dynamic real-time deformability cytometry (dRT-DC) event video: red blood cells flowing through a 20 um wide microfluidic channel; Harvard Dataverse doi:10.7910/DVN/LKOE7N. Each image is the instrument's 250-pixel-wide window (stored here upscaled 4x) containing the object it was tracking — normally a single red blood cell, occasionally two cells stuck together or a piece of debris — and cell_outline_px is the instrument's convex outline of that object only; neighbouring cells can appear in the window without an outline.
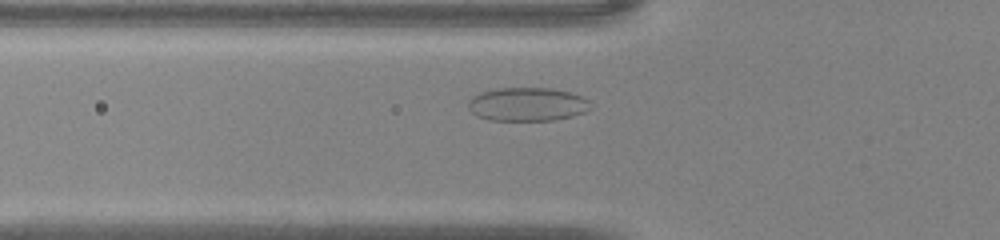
{"species": "common noctule bat (a hibernating species)", "species_latin": "Nyctalus noctula", "temperature_condition": "warm", "stored_images_in_passage": 38, "camera_frame_rate_fps": 3000, "um_per_image_px": 0.085, "animal": {"sex": "male", "body_mass_g": 20.0, "forearm_length_mm": 53.3}, "frame": {"image": 1, "passage_image": 9, "time_ms": 2.667, "image_size_px": [1000, 240], "cell_outline_px": [[592, 108], [584, 112], [572, 116], [556, 120], [488, 120], [476, 116], [468, 108], [468, 100], [472, 96], [480, 92], [496, 88], [552, 88], [568, 92], [580, 96], [588, 100]], "centroid_in_image_um": [44.78, 8.86], "position_along_channel_um": 81.0, "area_um2": 24.04}}
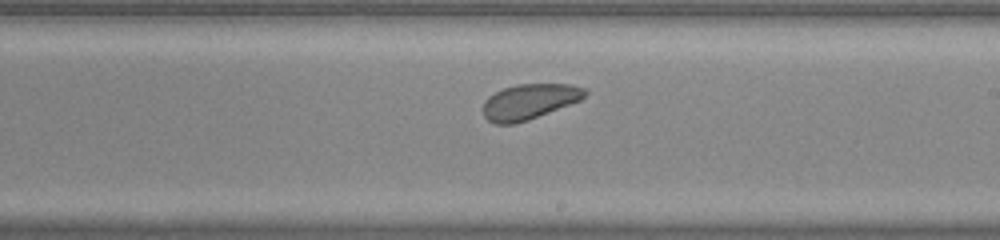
{"frame": {"image": 2, "passage_image": 20, "time_ms": 6.333, "image_size_px": [1000, 240], "cell_outline_px": [[588, 92], [580, 100], [528, 120], [512, 124], [496, 124], [488, 120], [484, 116], [484, 100], [488, 96], [504, 88], [516, 84], [572, 84], [588, 88]], "centroid_in_image_um": [45.01, 8.62], "position_along_channel_um": 244.0, "area_um2": 20.92}}
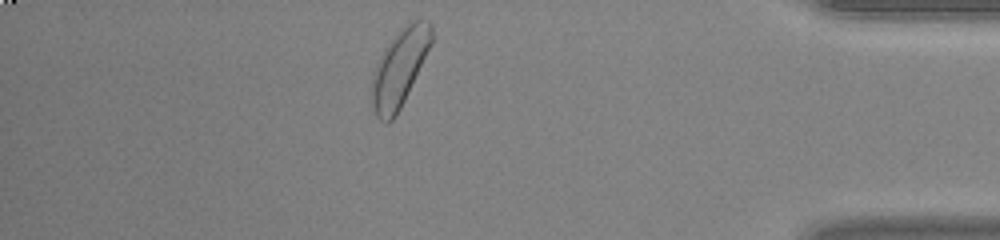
{"frame": {"image": 3, "passage_image": 33, "time_ms": 10.667, "image_size_px": [1000, 240], "cell_outline_px": [[432, 44], [396, 116], [392, 120], [380, 120], [372, 112], [372, 72], [384, 48], [400, 28], [412, 20], [420, 16], [428, 20], [432, 24]], "centroid_in_image_um": [33.97, 5.71], "position_along_channel_um": 401.2, "area_um2": 26.93}}